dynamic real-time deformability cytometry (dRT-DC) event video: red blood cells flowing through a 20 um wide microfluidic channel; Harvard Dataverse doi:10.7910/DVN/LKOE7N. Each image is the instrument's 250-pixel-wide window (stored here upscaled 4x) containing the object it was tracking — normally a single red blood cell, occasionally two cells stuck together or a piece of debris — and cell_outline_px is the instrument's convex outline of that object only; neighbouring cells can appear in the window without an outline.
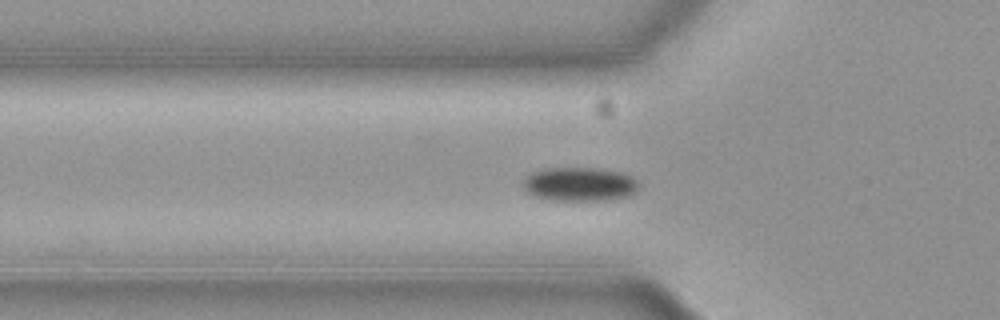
{"species": "common noctule bat (a hibernating species)", "species_latin": "Nyctalus noctula", "temperature_condition": "cold", "stored_images_in_passage": 6, "camera_frame_rate_fps": 3000, "um_per_image_px": 0.085, "animal": {"sex": "female", "body_mass_g": 19.3, "forearm_length_mm": 54.1}, "frame": {"image": 1, "passage_image": 4, "time_ms": 1.0, "image_size_px": [1000, 320], "cell_outline_px": [[640, 188], [636, 192], [628, 196], [604, 200], [548, 200], [532, 196], [524, 188], [524, 176], [532, 172], [544, 168], [596, 168], [624, 172], [632, 176], [640, 184]], "centroid_in_image_um": [49.28, 15.65], "position_along_channel_um": 76.5, "area_um2": 23.18}}